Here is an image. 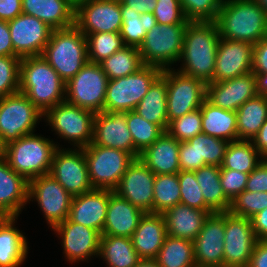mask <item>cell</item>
<instances>
[{
	"label": "cell",
	"instance_id": "8",
	"mask_svg": "<svg viewBox=\"0 0 267 267\" xmlns=\"http://www.w3.org/2000/svg\"><path fill=\"white\" fill-rule=\"evenodd\" d=\"M94 189L114 191L134 157L126 151L93 145L83 148Z\"/></svg>",
	"mask_w": 267,
	"mask_h": 267
},
{
	"label": "cell",
	"instance_id": "63",
	"mask_svg": "<svg viewBox=\"0 0 267 267\" xmlns=\"http://www.w3.org/2000/svg\"><path fill=\"white\" fill-rule=\"evenodd\" d=\"M266 13L267 15V0H254Z\"/></svg>",
	"mask_w": 267,
	"mask_h": 267
},
{
	"label": "cell",
	"instance_id": "7",
	"mask_svg": "<svg viewBox=\"0 0 267 267\" xmlns=\"http://www.w3.org/2000/svg\"><path fill=\"white\" fill-rule=\"evenodd\" d=\"M162 71L158 67L144 65L133 74L108 80L103 111H133L152 84L161 76Z\"/></svg>",
	"mask_w": 267,
	"mask_h": 267
},
{
	"label": "cell",
	"instance_id": "20",
	"mask_svg": "<svg viewBox=\"0 0 267 267\" xmlns=\"http://www.w3.org/2000/svg\"><path fill=\"white\" fill-rule=\"evenodd\" d=\"M254 44L220 37L213 82H223L252 72Z\"/></svg>",
	"mask_w": 267,
	"mask_h": 267
},
{
	"label": "cell",
	"instance_id": "60",
	"mask_svg": "<svg viewBox=\"0 0 267 267\" xmlns=\"http://www.w3.org/2000/svg\"><path fill=\"white\" fill-rule=\"evenodd\" d=\"M251 141L263 158H267V119Z\"/></svg>",
	"mask_w": 267,
	"mask_h": 267
},
{
	"label": "cell",
	"instance_id": "48",
	"mask_svg": "<svg viewBox=\"0 0 267 267\" xmlns=\"http://www.w3.org/2000/svg\"><path fill=\"white\" fill-rule=\"evenodd\" d=\"M19 56L0 57V98L19 92Z\"/></svg>",
	"mask_w": 267,
	"mask_h": 267
},
{
	"label": "cell",
	"instance_id": "46",
	"mask_svg": "<svg viewBox=\"0 0 267 267\" xmlns=\"http://www.w3.org/2000/svg\"><path fill=\"white\" fill-rule=\"evenodd\" d=\"M178 181L180 185V203L206 212H212L204 201L202 190L196 180L195 172L179 171Z\"/></svg>",
	"mask_w": 267,
	"mask_h": 267
},
{
	"label": "cell",
	"instance_id": "13",
	"mask_svg": "<svg viewBox=\"0 0 267 267\" xmlns=\"http://www.w3.org/2000/svg\"><path fill=\"white\" fill-rule=\"evenodd\" d=\"M72 198L51 174L29 180L28 199H36L51 228L69 217Z\"/></svg>",
	"mask_w": 267,
	"mask_h": 267
},
{
	"label": "cell",
	"instance_id": "37",
	"mask_svg": "<svg viewBox=\"0 0 267 267\" xmlns=\"http://www.w3.org/2000/svg\"><path fill=\"white\" fill-rule=\"evenodd\" d=\"M121 14L123 24L121 26L120 35L123 38L124 44L129 47L139 48L146 33L157 24L153 13H138L137 11L129 10V6L121 3Z\"/></svg>",
	"mask_w": 267,
	"mask_h": 267
},
{
	"label": "cell",
	"instance_id": "9",
	"mask_svg": "<svg viewBox=\"0 0 267 267\" xmlns=\"http://www.w3.org/2000/svg\"><path fill=\"white\" fill-rule=\"evenodd\" d=\"M95 114L64 101L49 109L44 118L60 138L72 141L74 147L85 148L93 140Z\"/></svg>",
	"mask_w": 267,
	"mask_h": 267
},
{
	"label": "cell",
	"instance_id": "18",
	"mask_svg": "<svg viewBox=\"0 0 267 267\" xmlns=\"http://www.w3.org/2000/svg\"><path fill=\"white\" fill-rule=\"evenodd\" d=\"M225 212L213 213L193 240L196 267H224Z\"/></svg>",
	"mask_w": 267,
	"mask_h": 267
},
{
	"label": "cell",
	"instance_id": "47",
	"mask_svg": "<svg viewBox=\"0 0 267 267\" xmlns=\"http://www.w3.org/2000/svg\"><path fill=\"white\" fill-rule=\"evenodd\" d=\"M167 132L179 142L188 141L202 133V116L200 108L186 113L169 123Z\"/></svg>",
	"mask_w": 267,
	"mask_h": 267
},
{
	"label": "cell",
	"instance_id": "27",
	"mask_svg": "<svg viewBox=\"0 0 267 267\" xmlns=\"http://www.w3.org/2000/svg\"><path fill=\"white\" fill-rule=\"evenodd\" d=\"M166 236L163 214L145 213L131 239L140 259H156Z\"/></svg>",
	"mask_w": 267,
	"mask_h": 267
},
{
	"label": "cell",
	"instance_id": "42",
	"mask_svg": "<svg viewBox=\"0 0 267 267\" xmlns=\"http://www.w3.org/2000/svg\"><path fill=\"white\" fill-rule=\"evenodd\" d=\"M153 191V213L163 214L180 203L178 173L155 175Z\"/></svg>",
	"mask_w": 267,
	"mask_h": 267
},
{
	"label": "cell",
	"instance_id": "45",
	"mask_svg": "<svg viewBox=\"0 0 267 267\" xmlns=\"http://www.w3.org/2000/svg\"><path fill=\"white\" fill-rule=\"evenodd\" d=\"M265 208H267V192L244 190L231 201L229 212L250 219Z\"/></svg>",
	"mask_w": 267,
	"mask_h": 267
},
{
	"label": "cell",
	"instance_id": "40",
	"mask_svg": "<svg viewBox=\"0 0 267 267\" xmlns=\"http://www.w3.org/2000/svg\"><path fill=\"white\" fill-rule=\"evenodd\" d=\"M99 64L109 80L128 76L144 66L139 48L129 46H125Z\"/></svg>",
	"mask_w": 267,
	"mask_h": 267
},
{
	"label": "cell",
	"instance_id": "25",
	"mask_svg": "<svg viewBox=\"0 0 267 267\" xmlns=\"http://www.w3.org/2000/svg\"><path fill=\"white\" fill-rule=\"evenodd\" d=\"M29 181L0 158V214L18 217L28 199Z\"/></svg>",
	"mask_w": 267,
	"mask_h": 267
},
{
	"label": "cell",
	"instance_id": "15",
	"mask_svg": "<svg viewBox=\"0 0 267 267\" xmlns=\"http://www.w3.org/2000/svg\"><path fill=\"white\" fill-rule=\"evenodd\" d=\"M257 241L250 219L225 212L224 267H247Z\"/></svg>",
	"mask_w": 267,
	"mask_h": 267
},
{
	"label": "cell",
	"instance_id": "3",
	"mask_svg": "<svg viewBox=\"0 0 267 267\" xmlns=\"http://www.w3.org/2000/svg\"><path fill=\"white\" fill-rule=\"evenodd\" d=\"M215 23L227 40L256 44L267 37V15L254 0H223Z\"/></svg>",
	"mask_w": 267,
	"mask_h": 267
},
{
	"label": "cell",
	"instance_id": "17",
	"mask_svg": "<svg viewBox=\"0 0 267 267\" xmlns=\"http://www.w3.org/2000/svg\"><path fill=\"white\" fill-rule=\"evenodd\" d=\"M14 52L20 57L42 55L53 31L42 20L21 13L8 21Z\"/></svg>",
	"mask_w": 267,
	"mask_h": 267
},
{
	"label": "cell",
	"instance_id": "10",
	"mask_svg": "<svg viewBox=\"0 0 267 267\" xmlns=\"http://www.w3.org/2000/svg\"><path fill=\"white\" fill-rule=\"evenodd\" d=\"M43 113L21 92L0 98V140L5 146L34 133Z\"/></svg>",
	"mask_w": 267,
	"mask_h": 267
},
{
	"label": "cell",
	"instance_id": "43",
	"mask_svg": "<svg viewBox=\"0 0 267 267\" xmlns=\"http://www.w3.org/2000/svg\"><path fill=\"white\" fill-rule=\"evenodd\" d=\"M88 61L100 63L126 45L120 32H101L85 35Z\"/></svg>",
	"mask_w": 267,
	"mask_h": 267
},
{
	"label": "cell",
	"instance_id": "6",
	"mask_svg": "<svg viewBox=\"0 0 267 267\" xmlns=\"http://www.w3.org/2000/svg\"><path fill=\"white\" fill-rule=\"evenodd\" d=\"M187 24H156L146 33L139 52L144 65L166 70L180 60Z\"/></svg>",
	"mask_w": 267,
	"mask_h": 267
},
{
	"label": "cell",
	"instance_id": "66",
	"mask_svg": "<svg viewBox=\"0 0 267 267\" xmlns=\"http://www.w3.org/2000/svg\"><path fill=\"white\" fill-rule=\"evenodd\" d=\"M6 218L5 215L0 214V223Z\"/></svg>",
	"mask_w": 267,
	"mask_h": 267
},
{
	"label": "cell",
	"instance_id": "21",
	"mask_svg": "<svg viewBox=\"0 0 267 267\" xmlns=\"http://www.w3.org/2000/svg\"><path fill=\"white\" fill-rule=\"evenodd\" d=\"M62 239L66 259L70 263L98 257L101 234L82 224L72 222L69 218L52 228Z\"/></svg>",
	"mask_w": 267,
	"mask_h": 267
},
{
	"label": "cell",
	"instance_id": "2",
	"mask_svg": "<svg viewBox=\"0 0 267 267\" xmlns=\"http://www.w3.org/2000/svg\"><path fill=\"white\" fill-rule=\"evenodd\" d=\"M66 84L50 64L40 56L20 60L19 92L43 113L65 101Z\"/></svg>",
	"mask_w": 267,
	"mask_h": 267
},
{
	"label": "cell",
	"instance_id": "24",
	"mask_svg": "<svg viewBox=\"0 0 267 267\" xmlns=\"http://www.w3.org/2000/svg\"><path fill=\"white\" fill-rule=\"evenodd\" d=\"M109 190L92 189L72 198L69 219L102 234L106 220Z\"/></svg>",
	"mask_w": 267,
	"mask_h": 267
},
{
	"label": "cell",
	"instance_id": "1",
	"mask_svg": "<svg viewBox=\"0 0 267 267\" xmlns=\"http://www.w3.org/2000/svg\"><path fill=\"white\" fill-rule=\"evenodd\" d=\"M219 40L215 21H189L179 60L183 63L177 71L200 79L205 84L213 82Z\"/></svg>",
	"mask_w": 267,
	"mask_h": 267
},
{
	"label": "cell",
	"instance_id": "61",
	"mask_svg": "<svg viewBox=\"0 0 267 267\" xmlns=\"http://www.w3.org/2000/svg\"><path fill=\"white\" fill-rule=\"evenodd\" d=\"M256 78V90L259 95L267 97V73L254 74Z\"/></svg>",
	"mask_w": 267,
	"mask_h": 267
},
{
	"label": "cell",
	"instance_id": "62",
	"mask_svg": "<svg viewBox=\"0 0 267 267\" xmlns=\"http://www.w3.org/2000/svg\"><path fill=\"white\" fill-rule=\"evenodd\" d=\"M134 267H160L156 259H140Z\"/></svg>",
	"mask_w": 267,
	"mask_h": 267
},
{
	"label": "cell",
	"instance_id": "59",
	"mask_svg": "<svg viewBox=\"0 0 267 267\" xmlns=\"http://www.w3.org/2000/svg\"><path fill=\"white\" fill-rule=\"evenodd\" d=\"M123 5L129 6V10L138 13H153L157 0H121Z\"/></svg>",
	"mask_w": 267,
	"mask_h": 267
},
{
	"label": "cell",
	"instance_id": "44",
	"mask_svg": "<svg viewBox=\"0 0 267 267\" xmlns=\"http://www.w3.org/2000/svg\"><path fill=\"white\" fill-rule=\"evenodd\" d=\"M126 122L131 132L134 149L139 154L165 132L160 126L146 121L134 111L126 112Z\"/></svg>",
	"mask_w": 267,
	"mask_h": 267
},
{
	"label": "cell",
	"instance_id": "53",
	"mask_svg": "<svg viewBox=\"0 0 267 267\" xmlns=\"http://www.w3.org/2000/svg\"><path fill=\"white\" fill-rule=\"evenodd\" d=\"M252 72L254 74L267 73V37L254 44Z\"/></svg>",
	"mask_w": 267,
	"mask_h": 267
},
{
	"label": "cell",
	"instance_id": "52",
	"mask_svg": "<svg viewBox=\"0 0 267 267\" xmlns=\"http://www.w3.org/2000/svg\"><path fill=\"white\" fill-rule=\"evenodd\" d=\"M245 190L250 192H267V158L248 175Z\"/></svg>",
	"mask_w": 267,
	"mask_h": 267
},
{
	"label": "cell",
	"instance_id": "51",
	"mask_svg": "<svg viewBox=\"0 0 267 267\" xmlns=\"http://www.w3.org/2000/svg\"><path fill=\"white\" fill-rule=\"evenodd\" d=\"M248 175L236 170L220 169L221 185L226 197L230 201L245 190Z\"/></svg>",
	"mask_w": 267,
	"mask_h": 267
},
{
	"label": "cell",
	"instance_id": "41",
	"mask_svg": "<svg viewBox=\"0 0 267 267\" xmlns=\"http://www.w3.org/2000/svg\"><path fill=\"white\" fill-rule=\"evenodd\" d=\"M188 142L195 149L197 170L205 165H222L228 141L202 132Z\"/></svg>",
	"mask_w": 267,
	"mask_h": 267
},
{
	"label": "cell",
	"instance_id": "38",
	"mask_svg": "<svg viewBox=\"0 0 267 267\" xmlns=\"http://www.w3.org/2000/svg\"><path fill=\"white\" fill-rule=\"evenodd\" d=\"M258 157H260V160ZM263 159L251 140L231 141L226 148L220 169H230L250 174Z\"/></svg>",
	"mask_w": 267,
	"mask_h": 267
},
{
	"label": "cell",
	"instance_id": "16",
	"mask_svg": "<svg viewBox=\"0 0 267 267\" xmlns=\"http://www.w3.org/2000/svg\"><path fill=\"white\" fill-rule=\"evenodd\" d=\"M122 24L120 1L89 0L75 8L74 25L84 35L120 32Z\"/></svg>",
	"mask_w": 267,
	"mask_h": 267
},
{
	"label": "cell",
	"instance_id": "65",
	"mask_svg": "<svg viewBox=\"0 0 267 267\" xmlns=\"http://www.w3.org/2000/svg\"><path fill=\"white\" fill-rule=\"evenodd\" d=\"M4 155V145L1 143V140H0V158L3 157Z\"/></svg>",
	"mask_w": 267,
	"mask_h": 267
},
{
	"label": "cell",
	"instance_id": "28",
	"mask_svg": "<svg viewBox=\"0 0 267 267\" xmlns=\"http://www.w3.org/2000/svg\"><path fill=\"white\" fill-rule=\"evenodd\" d=\"M180 142L167 131L151 146L139 154V159L155 174H177L179 165Z\"/></svg>",
	"mask_w": 267,
	"mask_h": 267
},
{
	"label": "cell",
	"instance_id": "23",
	"mask_svg": "<svg viewBox=\"0 0 267 267\" xmlns=\"http://www.w3.org/2000/svg\"><path fill=\"white\" fill-rule=\"evenodd\" d=\"M257 95L253 72L227 81L206 84V100L224 110L237 111L247 100Z\"/></svg>",
	"mask_w": 267,
	"mask_h": 267
},
{
	"label": "cell",
	"instance_id": "32",
	"mask_svg": "<svg viewBox=\"0 0 267 267\" xmlns=\"http://www.w3.org/2000/svg\"><path fill=\"white\" fill-rule=\"evenodd\" d=\"M200 110L203 133L228 142L238 140L236 111L216 107L206 99L203 101Z\"/></svg>",
	"mask_w": 267,
	"mask_h": 267
},
{
	"label": "cell",
	"instance_id": "5",
	"mask_svg": "<svg viewBox=\"0 0 267 267\" xmlns=\"http://www.w3.org/2000/svg\"><path fill=\"white\" fill-rule=\"evenodd\" d=\"M58 147L53 140L33 133L5 145L3 157L16 173L29 181L50 173Z\"/></svg>",
	"mask_w": 267,
	"mask_h": 267
},
{
	"label": "cell",
	"instance_id": "19",
	"mask_svg": "<svg viewBox=\"0 0 267 267\" xmlns=\"http://www.w3.org/2000/svg\"><path fill=\"white\" fill-rule=\"evenodd\" d=\"M155 174L139 159L128 166L114 190L145 213H153V186Z\"/></svg>",
	"mask_w": 267,
	"mask_h": 267
},
{
	"label": "cell",
	"instance_id": "50",
	"mask_svg": "<svg viewBox=\"0 0 267 267\" xmlns=\"http://www.w3.org/2000/svg\"><path fill=\"white\" fill-rule=\"evenodd\" d=\"M157 24H187L180 0H157L153 10Z\"/></svg>",
	"mask_w": 267,
	"mask_h": 267
},
{
	"label": "cell",
	"instance_id": "33",
	"mask_svg": "<svg viewBox=\"0 0 267 267\" xmlns=\"http://www.w3.org/2000/svg\"><path fill=\"white\" fill-rule=\"evenodd\" d=\"M146 121L160 126L165 132L168 129L167 84L160 76L149 88L147 94L133 110Z\"/></svg>",
	"mask_w": 267,
	"mask_h": 267
},
{
	"label": "cell",
	"instance_id": "39",
	"mask_svg": "<svg viewBox=\"0 0 267 267\" xmlns=\"http://www.w3.org/2000/svg\"><path fill=\"white\" fill-rule=\"evenodd\" d=\"M156 261L160 267H196L194 244L190 240L167 235Z\"/></svg>",
	"mask_w": 267,
	"mask_h": 267
},
{
	"label": "cell",
	"instance_id": "34",
	"mask_svg": "<svg viewBox=\"0 0 267 267\" xmlns=\"http://www.w3.org/2000/svg\"><path fill=\"white\" fill-rule=\"evenodd\" d=\"M194 172L206 206L213 213L228 212L231 201L226 197L221 185L220 167L205 165Z\"/></svg>",
	"mask_w": 267,
	"mask_h": 267
},
{
	"label": "cell",
	"instance_id": "35",
	"mask_svg": "<svg viewBox=\"0 0 267 267\" xmlns=\"http://www.w3.org/2000/svg\"><path fill=\"white\" fill-rule=\"evenodd\" d=\"M238 140H252L267 119V97L257 95L236 111Z\"/></svg>",
	"mask_w": 267,
	"mask_h": 267
},
{
	"label": "cell",
	"instance_id": "4",
	"mask_svg": "<svg viewBox=\"0 0 267 267\" xmlns=\"http://www.w3.org/2000/svg\"><path fill=\"white\" fill-rule=\"evenodd\" d=\"M41 56L66 84L88 62L86 37L75 25L53 30Z\"/></svg>",
	"mask_w": 267,
	"mask_h": 267
},
{
	"label": "cell",
	"instance_id": "36",
	"mask_svg": "<svg viewBox=\"0 0 267 267\" xmlns=\"http://www.w3.org/2000/svg\"><path fill=\"white\" fill-rule=\"evenodd\" d=\"M99 257L108 267H134L140 260L130 237L101 235Z\"/></svg>",
	"mask_w": 267,
	"mask_h": 267
},
{
	"label": "cell",
	"instance_id": "22",
	"mask_svg": "<svg viewBox=\"0 0 267 267\" xmlns=\"http://www.w3.org/2000/svg\"><path fill=\"white\" fill-rule=\"evenodd\" d=\"M92 144L120 149L130 153L135 159L139 158L126 122V112L96 113Z\"/></svg>",
	"mask_w": 267,
	"mask_h": 267
},
{
	"label": "cell",
	"instance_id": "11",
	"mask_svg": "<svg viewBox=\"0 0 267 267\" xmlns=\"http://www.w3.org/2000/svg\"><path fill=\"white\" fill-rule=\"evenodd\" d=\"M108 80L99 63L88 61L66 83L65 101L95 113L102 112Z\"/></svg>",
	"mask_w": 267,
	"mask_h": 267
},
{
	"label": "cell",
	"instance_id": "26",
	"mask_svg": "<svg viewBox=\"0 0 267 267\" xmlns=\"http://www.w3.org/2000/svg\"><path fill=\"white\" fill-rule=\"evenodd\" d=\"M144 214L128 200L109 190L106 220L101 235L131 238Z\"/></svg>",
	"mask_w": 267,
	"mask_h": 267
},
{
	"label": "cell",
	"instance_id": "14",
	"mask_svg": "<svg viewBox=\"0 0 267 267\" xmlns=\"http://www.w3.org/2000/svg\"><path fill=\"white\" fill-rule=\"evenodd\" d=\"M54 153L50 173L72 196H78L94 189L89 178L87 161L83 148L62 149Z\"/></svg>",
	"mask_w": 267,
	"mask_h": 267
},
{
	"label": "cell",
	"instance_id": "12",
	"mask_svg": "<svg viewBox=\"0 0 267 267\" xmlns=\"http://www.w3.org/2000/svg\"><path fill=\"white\" fill-rule=\"evenodd\" d=\"M173 68L162 71L167 84L168 124L201 107L206 99V84Z\"/></svg>",
	"mask_w": 267,
	"mask_h": 267
},
{
	"label": "cell",
	"instance_id": "56",
	"mask_svg": "<svg viewBox=\"0 0 267 267\" xmlns=\"http://www.w3.org/2000/svg\"><path fill=\"white\" fill-rule=\"evenodd\" d=\"M18 56L13 49L8 21L0 20V57Z\"/></svg>",
	"mask_w": 267,
	"mask_h": 267
},
{
	"label": "cell",
	"instance_id": "54",
	"mask_svg": "<svg viewBox=\"0 0 267 267\" xmlns=\"http://www.w3.org/2000/svg\"><path fill=\"white\" fill-rule=\"evenodd\" d=\"M179 165L181 171L197 170L195 149L188 141L180 142Z\"/></svg>",
	"mask_w": 267,
	"mask_h": 267
},
{
	"label": "cell",
	"instance_id": "55",
	"mask_svg": "<svg viewBox=\"0 0 267 267\" xmlns=\"http://www.w3.org/2000/svg\"><path fill=\"white\" fill-rule=\"evenodd\" d=\"M21 13V0H0V20L10 21Z\"/></svg>",
	"mask_w": 267,
	"mask_h": 267
},
{
	"label": "cell",
	"instance_id": "29",
	"mask_svg": "<svg viewBox=\"0 0 267 267\" xmlns=\"http://www.w3.org/2000/svg\"><path fill=\"white\" fill-rule=\"evenodd\" d=\"M210 214L213 212H206L178 203L163 213L167 235L193 242Z\"/></svg>",
	"mask_w": 267,
	"mask_h": 267
},
{
	"label": "cell",
	"instance_id": "49",
	"mask_svg": "<svg viewBox=\"0 0 267 267\" xmlns=\"http://www.w3.org/2000/svg\"><path fill=\"white\" fill-rule=\"evenodd\" d=\"M188 21H215L223 0H180Z\"/></svg>",
	"mask_w": 267,
	"mask_h": 267
},
{
	"label": "cell",
	"instance_id": "57",
	"mask_svg": "<svg viewBox=\"0 0 267 267\" xmlns=\"http://www.w3.org/2000/svg\"><path fill=\"white\" fill-rule=\"evenodd\" d=\"M247 267H267V240H258Z\"/></svg>",
	"mask_w": 267,
	"mask_h": 267
},
{
	"label": "cell",
	"instance_id": "30",
	"mask_svg": "<svg viewBox=\"0 0 267 267\" xmlns=\"http://www.w3.org/2000/svg\"><path fill=\"white\" fill-rule=\"evenodd\" d=\"M22 12L34 16L53 30L74 26L75 8L67 0H21Z\"/></svg>",
	"mask_w": 267,
	"mask_h": 267
},
{
	"label": "cell",
	"instance_id": "64",
	"mask_svg": "<svg viewBox=\"0 0 267 267\" xmlns=\"http://www.w3.org/2000/svg\"><path fill=\"white\" fill-rule=\"evenodd\" d=\"M74 8H76L78 5L87 2L89 0H67Z\"/></svg>",
	"mask_w": 267,
	"mask_h": 267
},
{
	"label": "cell",
	"instance_id": "31",
	"mask_svg": "<svg viewBox=\"0 0 267 267\" xmlns=\"http://www.w3.org/2000/svg\"><path fill=\"white\" fill-rule=\"evenodd\" d=\"M17 217H6L0 223V267H19L28 252L26 237L16 229Z\"/></svg>",
	"mask_w": 267,
	"mask_h": 267
},
{
	"label": "cell",
	"instance_id": "58",
	"mask_svg": "<svg viewBox=\"0 0 267 267\" xmlns=\"http://www.w3.org/2000/svg\"><path fill=\"white\" fill-rule=\"evenodd\" d=\"M253 231L258 240H267V208L250 218Z\"/></svg>",
	"mask_w": 267,
	"mask_h": 267
}]
</instances>
